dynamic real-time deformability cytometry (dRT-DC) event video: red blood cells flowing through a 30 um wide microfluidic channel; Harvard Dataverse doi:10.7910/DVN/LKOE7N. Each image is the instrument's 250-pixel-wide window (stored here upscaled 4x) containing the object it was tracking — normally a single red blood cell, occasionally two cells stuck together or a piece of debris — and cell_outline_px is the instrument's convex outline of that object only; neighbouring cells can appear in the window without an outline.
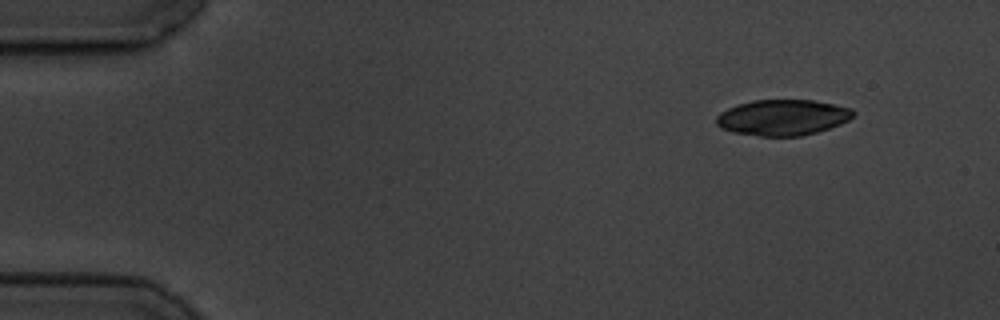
{"species": "common noctule bat (a hibernating species)", "species_latin": "Nyctalus noctula", "temperature_condition": "cold", "stored_images_in_passage": 4, "camera_frame_rate_fps": 3000, "um_per_image_px": 0.085, "animal": {"sex": "male", "body_mass_g": 19.5, "forearm_length_mm": 54.6}, "frame": {"image": 1, "passage_image": 1, "time_ms": 0.0, "image_size_px": [1000, 320], "cell_outline_px": [[856, 112], [848, 120], [840, 124], [816, 132], [800, 136], [760, 136], [732, 132], [720, 128], [716, 124], [716, 116], [720, 112], [736, 104], [752, 100], [812, 100], [852, 108]], "centroid_in_image_um": [66.49, 9.98], "position_along_channel_um": 18.5, "area_um2": 28.61}}